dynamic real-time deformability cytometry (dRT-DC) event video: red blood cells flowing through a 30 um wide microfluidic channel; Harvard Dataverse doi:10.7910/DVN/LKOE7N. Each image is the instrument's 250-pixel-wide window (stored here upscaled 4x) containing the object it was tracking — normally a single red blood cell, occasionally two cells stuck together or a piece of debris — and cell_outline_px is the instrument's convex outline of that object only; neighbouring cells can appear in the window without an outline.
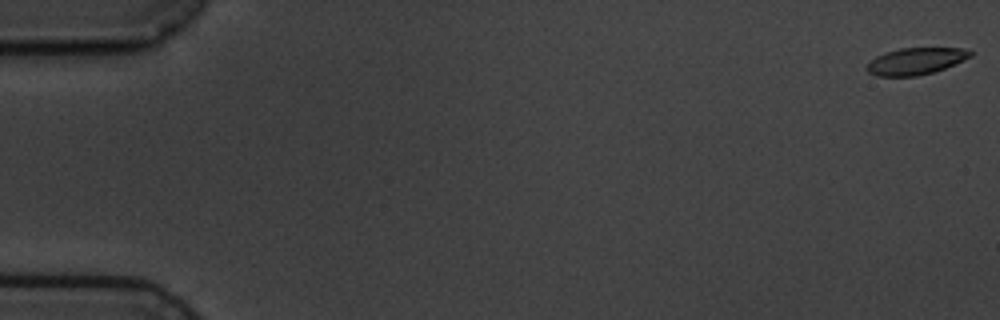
{"species": "common noctule bat (a hibernating species)", "species_latin": "Nyctalus noctula", "temperature_condition": "cold", "stored_images_in_passage": 4, "camera_frame_rate_fps": 3000, "um_per_image_px": 0.085, "animal": {"sex": "male", "body_mass_g": 19.5, "forearm_length_mm": 54.6}, "frame": {"image": 1, "passage_image": 1, "time_ms": 0.0, "image_size_px": [1000, 320], "cell_outline_px": [[972, 56], [944, 68], [932, 72], [916, 76], [876, 76], [868, 72], [864, 68], [876, 56], [884, 52], [900, 48], [964, 48], [972, 52]], "centroid_in_image_um": [77.8, 5.19], "position_along_channel_um": 7.2, "area_um2": 16.07}}
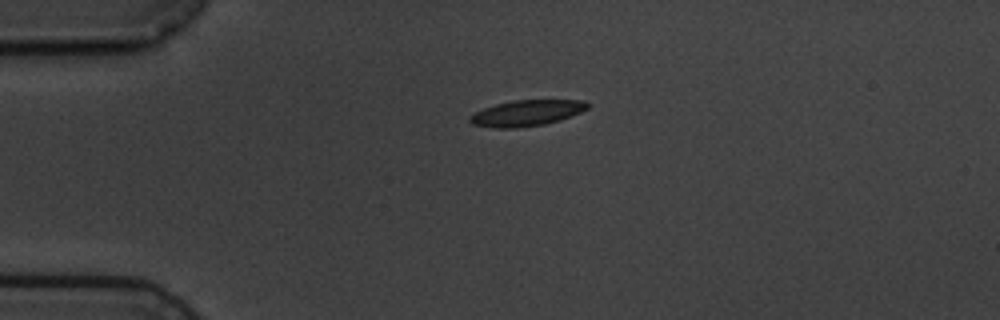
{"frame": {"image": 2, "passage_image": 4, "time_ms": 4.333, "image_size_px": [1000, 320], "cell_outline_px": [[592, 104], [588, 108], [580, 112], [560, 120], [544, 124], [516, 128], [496, 128], [472, 124], [468, 120], [468, 116], [484, 108], [496, 104], [512, 100], [580, 100]], "centroid_in_image_um": [44.75, 9.6], "position_along_channel_um": 40.2, "area_um2": 17.74}}